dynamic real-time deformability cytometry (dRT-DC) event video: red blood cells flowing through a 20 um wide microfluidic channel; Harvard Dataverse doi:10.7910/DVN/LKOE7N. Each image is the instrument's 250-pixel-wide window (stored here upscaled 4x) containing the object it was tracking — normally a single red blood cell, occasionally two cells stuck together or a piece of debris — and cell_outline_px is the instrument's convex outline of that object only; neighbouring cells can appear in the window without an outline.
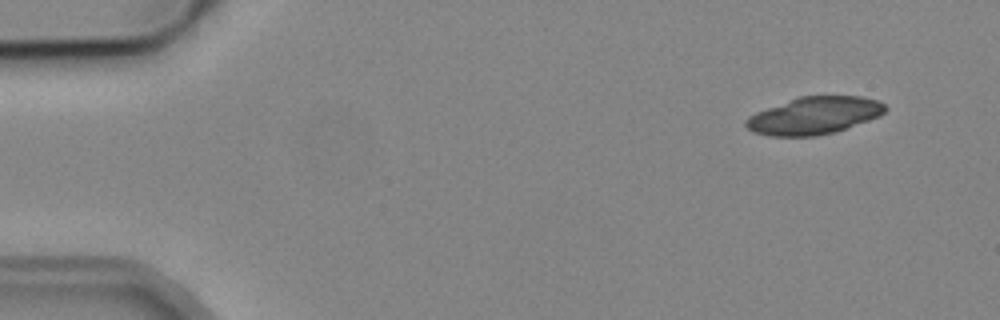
{"species": "common noctule bat (a hibernating species)", "species_latin": "Nyctalus noctula", "temperature_condition": "cold", "stored_images_in_passage": 6, "camera_frame_rate_fps": 3000, "um_per_image_px": 0.085, "animal": {"sex": "male", "body_mass_g": 19.2, "forearm_length_mm": 51.8}, "frame": {"image": 1, "passage_image": 1, "time_ms": 0.0, "image_size_px": [1000, 320], "cell_outline_px": [[888, 108], [880, 116], [836, 132], [816, 136], [768, 136], [752, 132], [744, 124], [744, 120], [748, 116], [756, 112], [800, 96], [860, 96], [876, 100], [884, 104]], "centroid_in_image_um": [69.19, 9.83], "position_along_channel_um": 15.8, "area_um2": 30.35}}